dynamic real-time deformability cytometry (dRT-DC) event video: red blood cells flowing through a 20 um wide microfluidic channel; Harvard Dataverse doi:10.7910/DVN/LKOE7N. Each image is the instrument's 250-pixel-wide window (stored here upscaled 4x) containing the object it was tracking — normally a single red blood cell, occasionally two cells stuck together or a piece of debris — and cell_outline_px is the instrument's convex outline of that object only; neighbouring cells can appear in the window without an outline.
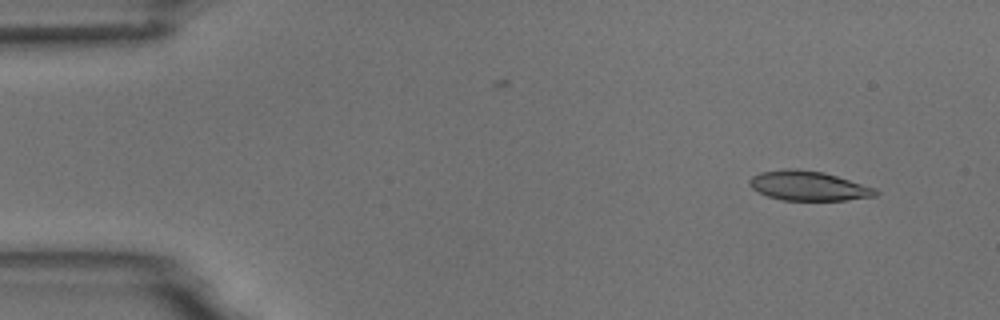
{"species": "common noctule bat (a hibernating species)", "species_latin": "Nyctalus noctula", "temperature_condition": "room temperature", "stored_images_in_passage": 4, "camera_frame_rate_fps": 3000, "um_per_image_px": 0.085, "animal": {"sex": "male", "body_mass_g": 18.8}, "frame": {"image": 1, "passage_image": 1, "time_ms": 0.0, "image_size_px": [1000, 320], "cell_outline_px": [[880, 192], [876, 196], [844, 200], [780, 200], [768, 196], [752, 188], [748, 184], [748, 180], [752, 176], [760, 172], [788, 168], [796, 168], [824, 172], [876, 188]], "centroid_in_image_um": [68.71, 15.79], "position_along_channel_um": 16.3, "area_um2": 21.79}}